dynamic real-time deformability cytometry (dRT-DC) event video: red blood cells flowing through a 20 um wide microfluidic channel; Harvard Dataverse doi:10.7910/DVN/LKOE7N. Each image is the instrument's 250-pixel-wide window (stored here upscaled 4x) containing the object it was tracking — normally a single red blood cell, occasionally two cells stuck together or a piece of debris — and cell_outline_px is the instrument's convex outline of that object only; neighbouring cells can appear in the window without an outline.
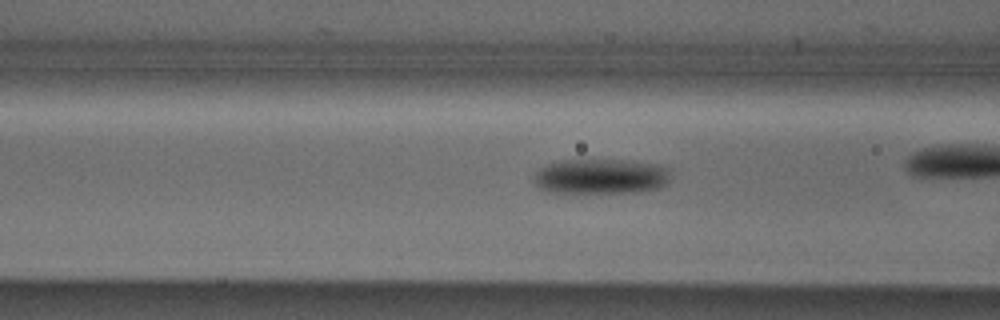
{"species": "Egyptian fruit bat (a non-hibernating species)", "species_latin": "Rousettus aegyptiacus", "temperature_condition": "cold", "stored_images_in_passage": 41, "camera_frame_rate_fps": 3000, "um_per_image_px": 0.085, "animal": {"sex": "male"}, "frame": {"image": 1, "passage_image": 18, "time_ms": 5.667, "image_size_px": [1000, 320], "cell_outline_px": [[672, 176], [668, 184], [656, 188], [640, 192], [552, 192], [540, 188], [536, 184], [532, 176], [544, 164], [564, 160], [624, 160], [660, 164], [672, 168]], "centroid_in_image_um": [51.15, 14.98], "position_along_channel_um": 115.5, "area_um2": 28.38}}